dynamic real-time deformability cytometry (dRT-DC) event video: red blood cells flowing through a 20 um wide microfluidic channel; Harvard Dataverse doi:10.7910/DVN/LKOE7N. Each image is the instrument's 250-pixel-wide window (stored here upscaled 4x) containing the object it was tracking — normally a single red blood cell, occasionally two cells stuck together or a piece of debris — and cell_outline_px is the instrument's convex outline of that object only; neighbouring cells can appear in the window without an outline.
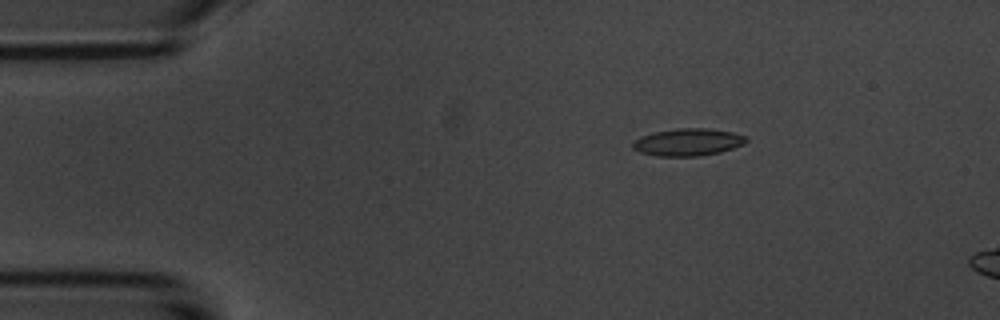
{"species": "common noctule bat (a hibernating species)", "species_latin": "Nyctalus noctula", "temperature_condition": "room temperature", "stored_images_in_passage": 4, "camera_frame_rate_fps": 3000, "um_per_image_px": 0.085, "animal": {"sex": "male", "body_mass_g": 20.1, "forearm_length_mm": 53.5}, "frame": {"image": 1, "passage_image": 2, "time_ms": 2.0, "image_size_px": [1000, 320], "cell_outline_px": [[748, 140], [744, 144], [720, 152], [700, 156], [656, 156], [640, 152], [632, 148], [632, 144], [640, 136], [652, 132], [676, 128], [708, 128], [732, 132], [748, 136]], "centroid_in_image_um": [58.48, 12.07], "position_along_channel_um": 26.5, "area_um2": 18.21}}